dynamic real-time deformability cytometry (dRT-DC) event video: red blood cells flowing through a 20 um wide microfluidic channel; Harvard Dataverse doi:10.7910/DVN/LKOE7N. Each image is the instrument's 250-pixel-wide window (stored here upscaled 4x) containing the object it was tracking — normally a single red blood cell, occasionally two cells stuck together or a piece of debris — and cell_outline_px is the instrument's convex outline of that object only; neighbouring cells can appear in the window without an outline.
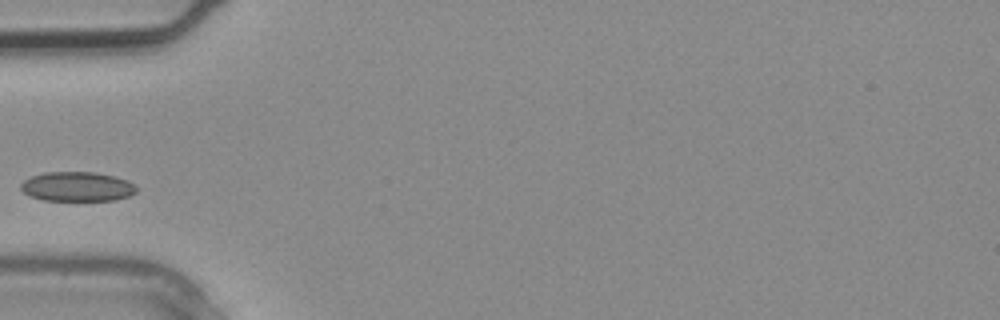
{"species": "common noctule bat (a hibernating species)", "species_latin": "Nyctalus noctula", "temperature_condition": "warm", "stored_images_in_passage": 2, "camera_frame_rate_fps": 3000, "um_per_image_px": 0.085, "animal": {"sex": "male", "body_mass_g": 20.4}, "frame": {"image": 1, "passage_image": 2, "time_ms": 0.333, "image_size_px": [1000, 320], "cell_outline_px": [[136, 192], [128, 196], [116, 200], [44, 200], [32, 196], [24, 192], [20, 188], [20, 184], [24, 180], [32, 176], [44, 172], [96, 172], [116, 176], [128, 180], [136, 184]], "centroid_in_image_um": [6.59, 15.85], "position_along_channel_um": 78.4, "area_um2": 19.94}}